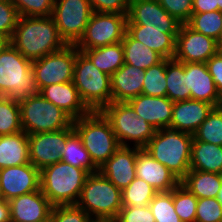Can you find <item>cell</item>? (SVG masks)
I'll list each match as a JSON object with an SVG mask.
<instances>
[{"mask_svg":"<svg viewBox=\"0 0 222 222\" xmlns=\"http://www.w3.org/2000/svg\"><path fill=\"white\" fill-rule=\"evenodd\" d=\"M217 53L222 57V41H218Z\"/></svg>","mask_w":222,"mask_h":222,"instance_id":"f5cc1de1","label":"cell"},{"mask_svg":"<svg viewBox=\"0 0 222 222\" xmlns=\"http://www.w3.org/2000/svg\"><path fill=\"white\" fill-rule=\"evenodd\" d=\"M192 13L218 11L216 0H193Z\"/></svg>","mask_w":222,"mask_h":222,"instance_id":"c3c4849f","label":"cell"},{"mask_svg":"<svg viewBox=\"0 0 222 222\" xmlns=\"http://www.w3.org/2000/svg\"><path fill=\"white\" fill-rule=\"evenodd\" d=\"M89 173L63 161L40 171V189L53 206L75 205Z\"/></svg>","mask_w":222,"mask_h":222,"instance_id":"3957f363","label":"cell"},{"mask_svg":"<svg viewBox=\"0 0 222 222\" xmlns=\"http://www.w3.org/2000/svg\"><path fill=\"white\" fill-rule=\"evenodd\" d=\"M29 163L27 133L20 131L11 135H0V169Z\"/></svg>","mask_w":222,"mask_h":222,"instance_id":"484cf974","label":"cell"},{"mask_svg":"<svg viewBox=\"0 0 222 222\" xmlns=\"http://www.w3.org/2000/svg\"><path fill=\"white\" fill-rule=\"evenodd\" d=\"M19 16L49 17L53 14L52 0H12Z\"/></svg>","mask_w":222,"mask_h":222,"instance_id":"ab89813d","label":"cell"},{"mask_svg":"<svg viewBox=\"0 0 222 222\" xmlns=\"http://www.w3.org/2000/svg\"><path fill=\"white\" fill-rule=\"evenodd\" d=\"M214 106L199 100L174 102L170 129L194 134Z\"/></svg>","mask_w":222,"mask_h":222,"instance_id":"7402d4cb","label":"cell"},{"mask_svg":"<svg viewBox=\"0 0 222 222\" xmlns=\"http://www.w3.org/2000/svg\"><path fill=\"white\" fill-rule=\"evenodd\" d=\"M38 93L32 61L10 44L0 53V96L20 100Z\"/></svg>","mask_w":222,"mask_h":222,"instance_id":"8992f818","label":"cell"},{"mask_svg":"<svg viewBox=\"0 0 222 222\" xmlns=\"http://www.w3.org/2000/svg\"><path fill=\"white\" fill-rule=\"evenodd\" d=\"M127 32L164 59L174 58L177 34L166 33L164 29H144V25H127Z\"/></svg>","mask_w":222,"mask_h":222,"instance_id":"d4e9b609","label":"cell"},{"mask_svg":"<svg viewBox=\"0 0 222 222\" xmlns=\"http://www.w3.org/2000/svg\"><path fill=\"white\" fill-rule=\"evenodd\" d=\"M195 222H222V204L217 198L198 199Z\"/></svg>","mask_w":222,"mask_h":222,"instance_id":"60d3db41","label":"cell"},{"mask_svg":"<svg viewBox=\"0 0 222 222\" xmlns=\"http://www.w3.org/2000/svg\"><path fill=\"white\" fill-rule=\"evenodd\" d=\"M193 140L222 146V106L214 107L193 134Z\"/></svg>","mask_w":222,"mask_h":222,"instance_id":"e575fe53","label":"cell"},{"mask_svg":"<svg viewBox=\"0 0 222 222\" xmlns=\"http://www.w3.org/2000/svg\"><path fill=\"white\" fill-rule=\"evenodd\" d=\"M122 46L124 49V63L143 70L160 63L164 59L156 51L135 40L127 31L122 40Z\"/></svg>","mask_w":222,"mask_h":222,"instance_id":"f1b7e54d","label":"cell"},{"mask_svg":"<svg viewBox=\"0 0 222 222\" xmlns=\"http://www.w3.org/2000/svg\"><path fill=\"white\" fill-rule=\"evenodd\" d=\"M39 93L76 120L90 112L82 102L73 81L43 87Z\"/></svg>","mask_w":222,"mask_h":222,"instance_id":"603a6c76","label":"cell"},{"mask_svg":"<svg viewBox=\"0 0 222 222\" xmlns=\"http://www.w3.org/2000/svg\"><path fill=\"white\" fill-rule=\"evenodd\" d=\"M185 84V63L166 59V96L173 102L191 99V90Z\"/></svg>","mask_w":222,"mask_h":222,"instance_id":"4dcf8cb0","label":"cell"},{"mask_svg":"<svg viewBox=\"0 0 222 222\" xmlns=\"http://www.w3.org/2000/svg\"><path fill=\"white\" fill-rule=\"evenodd\" d=\"M216 5H218V10L222 11V0H216Z\"/></svg>","mask_w":222,"mask_h":222,"instance_id":"11a10c76","label":"cell"},{"mask_svg":"<svg viewBox=\"0 0 222 222\" xmlns=\"http://www.w3.org/2000/svg\"><path fill=\"white\" fill-rule=\"evenodd\" d=\"M218 41L181 24L176 36L174 59L182 63H206L217 54Z\"/></svg>","mask_w":222,"mask_h":222,"instance_id":"9a60e30c","label":"cell"},{"mask_svg":"<svg viewBox=\"0 0 222 222\" xmlns=\"http://www.w3.org/2000/svg\"><path fill=\"white\" fill-rule=\"evenodd\" d=\"M19 17V13L11 1L0 0V34L12 38Z\"/></svg>","mask_w":222,"mask_h":222,"instance_id":"7bdbcfd3","label":"cell"},{"mask_svg":"<svg viewBox=\"0 0 222 222\" xmlns=\"http://www.w3.org/2000/svg\"><path fill=\"white\" fill-rule=\"evenodd\" d=\"M205 64L213 78L218 93L222 97V57L217 53L210 57Z\"/></svg>","mask_w":222,"mask_h":222,"instance_id":"7dc6e473","label":"cell"},{"mask_svg":"<svg viewBox=\"0 0 222 222\" xmlns=\"http://www.w3.org/2000/svg\"><path fill=\"white\" fill-rule=\"evenodd\" d=\"M88 222H119L118 217H89Z\"/></svg>","mask_w":222,"mask_h":222,"instance_id":"f907efd6","label":"cell"},{"mask_svg":"<svg viewBox=\"0 0 222 222\" xmlns=\"http://www.w3.org/2000/svg\"><path fill=\"white\" fill-rule=\"evenodd\" d=\"M185 82L191 90L192 100L204 101L214 107L221 106L222 97L205 63H185Z\"/></svg>","mask_w":222,"mask_h":222,"instance_id":"ffe728a7","label":"cell"},{"mask_svg":"<svg viewBox=\"0 0 222 222\" xmlns=\"http://www.w3.org/2000/svg\"><path fill=\"white\" fill-rule=\"evenodd\" d=\"M0 222H11L10 206L6 200L0 202Z\"/></svg>","mask_w":222,"mask_h":222,"instance_id":"681fc988","label":"cell"},{"mask_svg":"<svg viewBox=\"0 0 222 222\" xmlns=\"http://www.w3.org/2000/svg\"><path fill=\"white\" fill-rule=\"evenodd\" d=\"M101 112L109 120L119 144L123 147H130L127 142L132 141L133 147L144 149L156 131L127 102H111Z\"/></svg>","mask_w":222,"mask_h":222,"instance_id":"ba28073f","label":"cell"},{"mask_svg":"<svg viewBox=\"0 0 222 222\" xmlns=\"http://www.w3.org/2000/svg\"><path fill=\"white\" fill-rule=\"evenodd\" d=\"M127 25H144V29H164L166 33L178 34L181 23L158 0H129Z\"/></svg>","mask_w":222,"mask_h":222,"instance_id":"5bb4252c","label":"cell"},{"mask_svg":"<svg viewBox=\"0 0 222 222\" xmlns=\"http://www.w3.org/2000/svg\"><path fill=\"white\" fill-rule=\"evenodd\" d=\"M158 191L145 180L135 178L122 190V205L144 207L149 205Z\"/></svg>","mask_w":222,"mask_h":222,"instance_id":"d590c367","label":"cell"},{"mask_svg":"<svg viewBox=\"0 0 222 222\" xmlns=\"http://www.w3.org/2000/svg\"><path fill=\"white\" fill-rule=\"evenodd\" d=\"M74 132L71 127L58 131L28 135L29 160L38 170L61 161L67 138Z\"/></svg>","mask_w":222,"mask_h":222,"instance_id":"4fadbf2b","label":"cell"},{"mask_svg":"<svg viewBox=\"0 0 222 222\" xmlns=\"http://www.w3.org/2000/svg\"><path fill=\"white\" fill-rule=\"evenodd\" d=\"M190 170L222 174V146L193 140Z\"/></svg>","mask_w":222,"mask_h":222,"instance_id":"4316f807","label":"cell"},{"mask_svg":"<svg viewBox=\"0 0 222 222\" xmlns=\"http://www.w3.org/2000/svg\"><path fill=\"white\" fill-rule=\"evenodd\" d=\"M22 130L30 134L58 131L71 127L73 119L40 93L18 100Z\"/></svg>","mask_w":222,"mask_h":222,"instance_id":"52a82bcc","label":"cell"},{"mask_svg":"<svg viewBox=\"0 0 222 222\" xmlns=\"http://www.w3.org/2000/svg\"><path fill=\"white\" fill-rule=\"evenodd\" d=\"M5 201V198L3 196L2 190H1V184H0V202Z\"/></svg>","mask_w":222,"mask_h":222,"instance_id":"9f6ffc18","label":"cell"},{"mask_svg":"<svg viewBox=\"0 0 222 222\" xmlns=\"http://www.w3.org/2000/svg\"><path fill=\"white\" fill-rule=\"evenodd\" d=\"M196 32L220 41L222 31V11H211L203 13H192L186 23Z\"/></svg>","mask_w":222,"mask_h":222,"instance_id":"d6a6232c","label":"cell"},{"mask_svg":"<svg viewBox=\"0 0 222 222\" xmlns=\"http://www.w3.org/2000/svg\"><path fill=\"white\" fill-rule=\"evenodd\" d=\"M73 83L90 111H101L112 102L111 76L95 67L77 47Z\"/></svg>","mask_w":222,"mask_h":222,"instance_id":"5b68a950","label":"cell"},{"mask_svg":"<svg viewBox=\"0 0 222 222\" xmlns=\"http://www.w3.org/2000/svg\"><path fill=\"white\" fill-rule=\"evenodd\" d=\"M76 45L67 44L61 50L32 61V72L38 90L43 87L73 81Z\"/></svg>","mask_w":222,"mask_h":222,"instance_id":"8fae6325","label":"cell"},{"mask_svg":"<svg viewBox=\"0 0 222 222\" xmlns=\"http://www.w3.org/2000/svg\"><path fill=\"white\" fill-rule=\"evenodd\" d=\"M155 222H182L173 205V190L158 192L149 203Z\"/></svg>","mask_w":222,"mask_h":222,"instance_id":"f35d334b","label":"cell"},{"mask_svg":"<svg viewBox=\"0 0 222 222\" xmlns=\"http://www.w3.org/2000/svg\"><path fill=\"white\" fill-rule=\"evenodd\" d=\"M11 44V38L0 34V53L4 51Z\"/></svg>","mask_w":222,"mask_h":222,"instance_id":"816d5d0a","label":"cell"},{"mask_svg":"<svg viewBox=\"0 0 222 222\" xmlns=\"http://www.w3.org/2000/svg\"><path fill=\"white\" fill-rule=\"evenodd\" d=\"M61 161L85 169L89 174L99 172V169L93 164L89 152L83 146L81 138L75 131L66 140Z\"/></svg>","mask_w":222,"mask_h":222,"instance_id":"1f68e13d","label":"cell"},{"mask_svg":"<svg viewBox=\"0 0 222 222\" xmlns=\"http://www.w3.org/2000/svg\"><path fill=\"white\" fill-rule=\"evenodd\" d=\"M193 0H158L159 4L181 24H186L193 9Z\"/></svg>","mask_w":222,"mask_h":222,"instance_id":"ee69618b","label":"cell"},{"mask_svg":"<svg viewBox=\"0 0 222 222\" xmlns=\"http://www.w3.org/2000/svg\"><path fill=\"white\" fill-rule=\"evenodd\" d=\"M117 217L119 222H155L149 205L144 207L123 206Z\"/></svg>","mask_w":222,"mask_h":222,"instance_id":"f6af8a7d","label":"cell"},{"mask_svg":"<svg viewBox=\"0 0 222 222\" xmlns=\"http://www.w3.org/2000/svg\"><path fill=\"white\" fill-rule=\"evenodd\" d=\"M22 130L18 100L0 96V135H11Z\"/></svg>","mask_w":222,"mask_h":222,"instance_id":"836d02e7","label":"cell"},{"mask_svg":"<svg viewBox=\"0 0 222 222\" xmlns=\"http://www.w3.org/2000/svg\"><path fill=\"white\" fill-rule=\"evenodd\" d=\"M0 184L6 201L40 190V170L31 163L0 169Z\"/></svg>","mask_w":222,"mask_h":222,"instance_id":"2e32d148","label":"cell"},{"mask_svg":"<svg viewBox=\"0 0 222 222\" xmlns=\"http://www.w3.org/2000/svg\"><path fill=\"white\" fill-rule=\"evenodd\" d=\"M137 147L120 146L118 150L99 168V172L118 189L124 190L136 178Z\"/></svg>","mask_w":222,"mask_h":222,"instance_id":"e0dca14e","label":"cell"},{"mask_svg":"<svg viewBox=\"0 0 222 222\" xmlns=\"http://www.w3.org/2000/svg\"><path fill=\"white\" fill-rule=\"evenodd\" d=\"M217 200L222 204V186L218 192Z\"/></svg>","mask_w":222,"mask_h":222,"instance_id":"db71d44e","label":"cell"},{"mask_svg":"<svg viewBox=\"0 0 222 222\" xmlns=\"http://www.w3.org/2000/svg\"><path fill=\"white\" fill-rule=\"evenodd\" d=\"M11 44L30 61L41 59L67 45L60 37L52 16H20Z\"/></svg>","mask_w":222,"mask_h":222,"instance_id":"6da1fadb","label":"cell"},{"mask_svg":"<svg viewBox=\"0 0 222 222\" xmlns=\"http://www.w3.org/2000/svg\"><path fill=\"white\" fill-rule=\"evenodd\" d=\"M53 1V3L55 4V3H57V2H59V1H61V0H52Z\"/></svg>","mask_w":222,"mask_h":222,"instance_id":"6f0895ef","label":"cell"},{"mask_svg":"<svg viewBox=\"0 0 222 222\" xmlns=\"http://www.w3.org/2000/svg\"><path fill=\"white\" fill-rule=\"evenodd\" d=\"M142 94L159 97L167 95L166 59L145 70Z\"/></svg>","mask_w":222,"mask_h":222,"instance_id":"8d00e7d4","label":"cell"},{"mask_svg":"<svg viewBox=\"0 0 222 222\" xmlns=\"http://www.w3.org/2000/svg\"><path fill=\"white\" fill-rule=\"evenodd\" d=\"M145 70L124 63L111 75L112 102H128L142 94Z\"/></svg>","mask_w":222,"mask_h":222,"instance_id":"cb8c5ba5","label":"cell"},{"mask_svg":"<svg viewBox=\"0 0 222 222\" xmlns=\"http://www.w3.org/2000/svg\"><path fill=\"white\" fill-rule=\"evenodd\" d=\"M193 135L170 128L156 130L144 148L180 181L190 171Z\"/></svg>","mask_w":222,"mask_h":222,"instance_id":"7a4b0ae2","label":"cell"},{"mask_svg":"<svg viewBox=\"0 0 222 222\" xmlns=\"http://www.w3.org/2000/svg\"><path fill=\"white\" fill-rule=\"evenodd\" d=\"M127 14L93 12L85 32L75 44L78 50L100 48L122 42Z\"/></svg>","mask_w":222,"mask_h":222,"instance_id":"30bf717a","label":"cell"},{"mask_svg":"<svg viewBox=\"0 0 222 222\" xmlns=\"http://www.w3.org/2000/svg\"><path fill=\"white\" fill-rule=\"evenodd\" d=\"M11 222H44L49 220L53 205L41 189L8 201Z\"/></svg>","mask_w":222,"mask_h":222,"instance_id":"ac0fdd59","label":"cell"},{"mask_svg":"<svg viewBox=\"0 0 222 222\" xmlns=\"http://www.w3.org/2000/svg\"><path fill=\"white\" fill-rule=\"evenodd\" d=\"M198 198L179 183L173 189V205L182 222H195Z\"/></svg>","mask_w":222,"mask_h":222,"instance_id":"74e56055","label":"cell"},{"mask_svg":"<svg viewBox=\"0 0 222 222\" xmlns=\"http://www.w3.org/2000/svg\"><path fill=\"white\" fill-rule=\"evenodd\" d=\"M92 13L89 0H61L54 4L52 17L66 44H76L80 40Z\"/></svg>","mask_w":222,"mask_h":222,"instance_id":"7c38bea8","label":"cell"},{"mask_svg":"<svg viewBox=\"0 0 222 222\" xmlns=\"http://www.w3.org/2000/svg\"><path fill=\"white\" fill-rule=\"evenodd\" d=\"M180 183L198 199L217 198L222 186V174L190 170Z\"/></svg>","mask_w":222,"mask_h":222,"instance_id":"83f0119b","label":"cell"},{"mask_svg":"<svg viewBox=\"0 0 222 222\" xmlns=\"http://www.w3.org/2000/svg\"><path fill=\"white\" fill-rule=\"evenodd\" d=\"M139 117L156 130L169 128L174 102L167 96H148L140 94L127 102Z\"/></svg>","mask_w":222,"mask_h":222,"instance_id":"d6986e66","label":"cell"},{"mask_svg":"<svg viewBox=\"0 0 222 222\" xmlns=\"http://www.w3.org/2000/svg\"><path fill=\"white\" fill-rule=\"evenodd\" d=\"M93 12L128 14L129 0H89Z\"/></svg>","mask_w":222,"mask_h":222,"instance_id":"bcb514c9","label":"cell"},{"mask_svg":"<svg viewBox=\"0 0 222 222\" xmlns=\"http://www.w3.org/2000/svg\"><path fill=\"white\" fill-rule=\"evenodd\" d=\"M122 191L100 172L87 176L79 199L75 204L90 217L117 216L122 205Z\"/></svg>","mask_w":222,"mask_h":222,"instance_id":"9c48e42d","label":"cell"},{"mask_svg":"<svg viewBox=\"0 0 222 222\" xmlns=\"http://www.w3.org/2000/svg\"><path fill=\"white\" fill-rule=\"evenodd\" d=\"M89 215L76 205L53 206L50 222H88Z\"/></svg>","mask_w":222,"mask_h":222,"instance_id":"b9f144b4","label":"cell"},{"mask_svg":"<svg viewBox=\"0 0 222 222\" xmlns=\"http://www.w3.org/2000/svg\"><path fill=\"white\" fill-rule=\"evenodd\" d=\"M135 171L137 178L145 180L158 192H169L180 183L168 168L144 149L137 153Z\"/></svg>","mask_w":222,"mask_h":222,"instance_id":"44dd1931","label":"cell"},{"mask_svg":"<svg viewBox=\"0 0 222 222\" xmlns=\"http://www.w3.org/2000/svg\"><path fill=\"white\" fill-rule=\"evenodd\" d=\"M83 52L100 71L111 76L124 64L122 42L100 48L79 50Z\"/></svg>","mask_w":222,"mask_h":222,"instance_id":"f546056e","label":"cell"},{"mask_svg":"<svg viewBox=\"0 0 222 222\" xmlns=\"http://www.w3.org/2000/svg\"><path fill=\"white\" fill-rule=\"evenodd\" d=\"M93 164L99 169L121 146L109 120L101 111H90L73 121Z\"/></svg>","mask_w":222,"mask_h":222,"instance_id":"277c9868","label":"cell"}]
</instances>
